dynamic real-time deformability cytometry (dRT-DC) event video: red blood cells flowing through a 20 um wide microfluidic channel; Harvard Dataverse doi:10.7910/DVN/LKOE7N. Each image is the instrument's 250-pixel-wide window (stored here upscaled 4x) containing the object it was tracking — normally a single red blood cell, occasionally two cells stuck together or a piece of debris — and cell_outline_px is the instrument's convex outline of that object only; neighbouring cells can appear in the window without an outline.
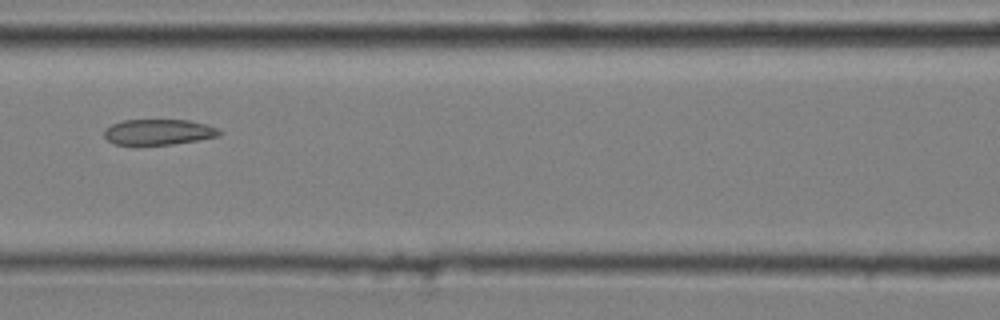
{"species": "common noctule bat (a hibernating species)", "species_latin": "Nyctalus noctula", "temperature_condition": "cold", "stored_images_in_passage": 8, "segment_of_instrument_passage": [1, 2], "camera_frame_rate_fps": 3000, "um_per_image_px": 0.085, "animal": {"sex": "male", "body_mass_g": 20.4}, "frame": {"image": 1, "passage_image": 7, "time_ms": 2.0, "image_size_px": [1000, 320], "cell_outline_px": [[224, 132], [220, 136], [172, 144], [112, 144], [104, 136], [104, 128], [112, 124], [124, 120], [188, 120], [204, 124], [216, 128]], "centroid_in_image_um": [13.46, 11.21], "position_along_channel_um": 153.1, "area_um2": 17.05}}